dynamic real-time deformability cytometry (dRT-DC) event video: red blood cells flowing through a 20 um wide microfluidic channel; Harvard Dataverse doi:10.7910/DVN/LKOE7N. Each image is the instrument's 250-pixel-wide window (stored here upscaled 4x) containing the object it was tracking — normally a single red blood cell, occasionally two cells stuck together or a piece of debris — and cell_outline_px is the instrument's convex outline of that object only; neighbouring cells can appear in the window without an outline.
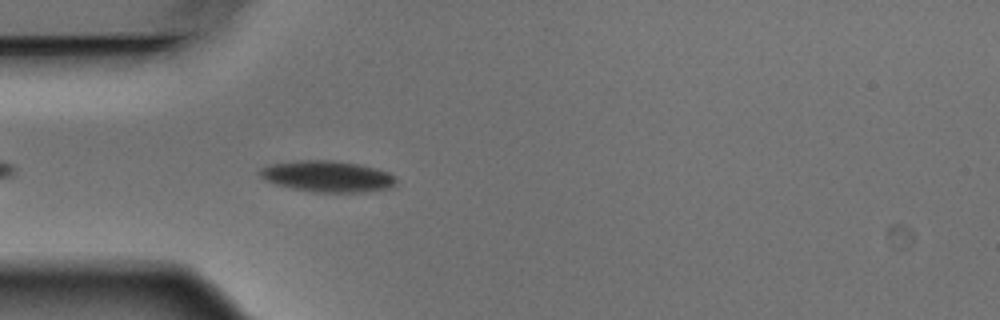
{"species": "Egyptian fruit bat (a non-hibernating species)", "species_latin": "Rousettus aegyptiacus", "temperature_condition": "warm", "stored_images_in_passage": 5, "camera_frame_rate_fps": 3000, "um_per_image_px": 0.085, "animal": {"sex": "male"}, "frame": {"image": 1, "passage_image": 5, "time_ms": 1.333, "image_size_px": [1000, 320], "cell_outline_px": [[396, 184], [388, 188], [364, 192], [312, 192], [292, 188], [276, 184], [264, 180], [256, 172], [260, 168], [272, 164], [300, 160], [332, 160], [356, 164], [376, 168], [388, 172], [396, 176]], "centroid_in_image_um": [27.81, 14.99], "position_along_channel_um": 57.2, "area_um2": 24.8}}